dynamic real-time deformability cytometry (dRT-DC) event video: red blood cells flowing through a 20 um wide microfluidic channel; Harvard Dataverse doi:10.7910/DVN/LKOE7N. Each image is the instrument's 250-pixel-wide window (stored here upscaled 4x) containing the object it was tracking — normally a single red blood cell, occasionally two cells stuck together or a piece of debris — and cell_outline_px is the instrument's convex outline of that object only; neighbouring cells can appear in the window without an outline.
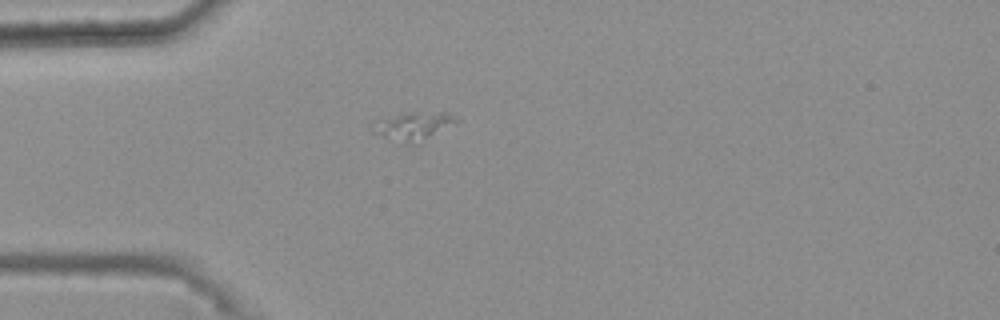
{"species": "common noctule bat (a hibernating species)", "species_latin": "Nyctalus noctula", "temperature_condition": "warm", "stored_images_in_passage": 35, "camera_frame_rate_fps": 3000, "um_per_image_px": 0.085, "animal": {"sex": "female", "body_mass_g": 25.1}, "frame": {"image": 1, "passage_image": 1, "time_ms": 0.0, "image_size_px": [1000, 320], "cell_outline_px": [[460, 120], [424, 136], [408, 140], [384, 136], [380, 132], [388, 120], [408, 112], [448, 112]], "centroid_in_image_um": [35.44, 10.58], "position_along_channel_um": 49.6, "area_um2": 10.58}}
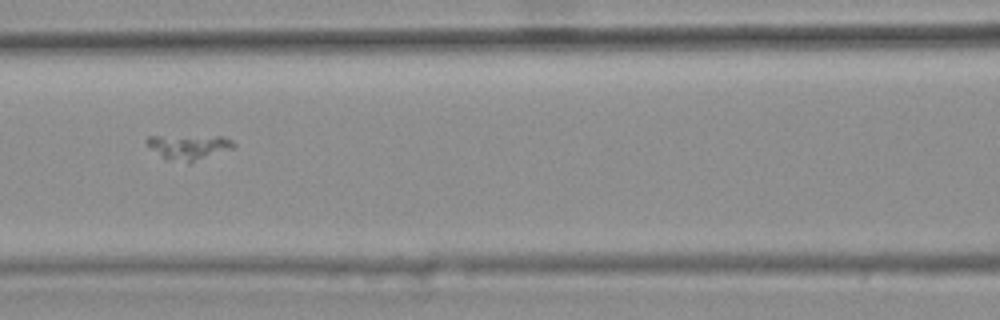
{"frame": {"image": 2, "passage_image": 10, "time_ms": 3.0, "image_size_px": [1000, 320], "cell_outline_px": [[236, 144], [232, 148], [188, 164], [168, 160], [152, 148], [144, 140], [148, 136], [220, 136], [232, 140]], "centroid_in_image_um": [16.05, 12.49], "position_along_channel_um": 150.5, "area_um2": 12.54}}
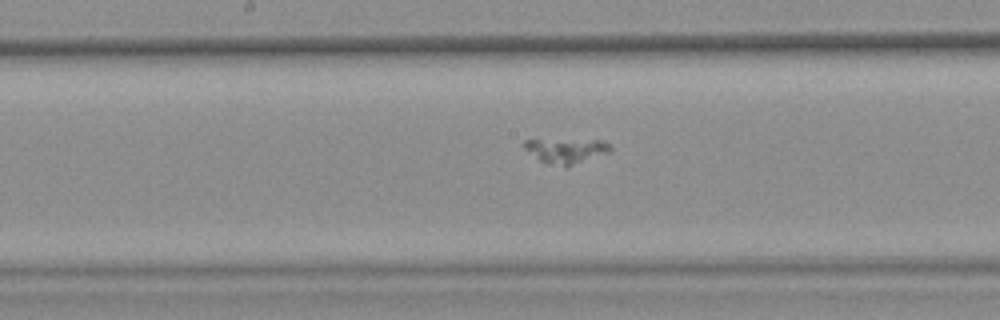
{"frame": {"image": 3, "passage_image": 14, "time_ms": 4.333, "image_size_px": [1000, 320], "cell_outline_px": [[612, 148], [608, 152], [568, 168], [564, 168], [544, 164], [524, 148], [524, 140], [604, 140]], "centroid_in_image_um": [48.11, 12.85], "position_along_channel_um": 200.1, "area_um2": 12.72}}